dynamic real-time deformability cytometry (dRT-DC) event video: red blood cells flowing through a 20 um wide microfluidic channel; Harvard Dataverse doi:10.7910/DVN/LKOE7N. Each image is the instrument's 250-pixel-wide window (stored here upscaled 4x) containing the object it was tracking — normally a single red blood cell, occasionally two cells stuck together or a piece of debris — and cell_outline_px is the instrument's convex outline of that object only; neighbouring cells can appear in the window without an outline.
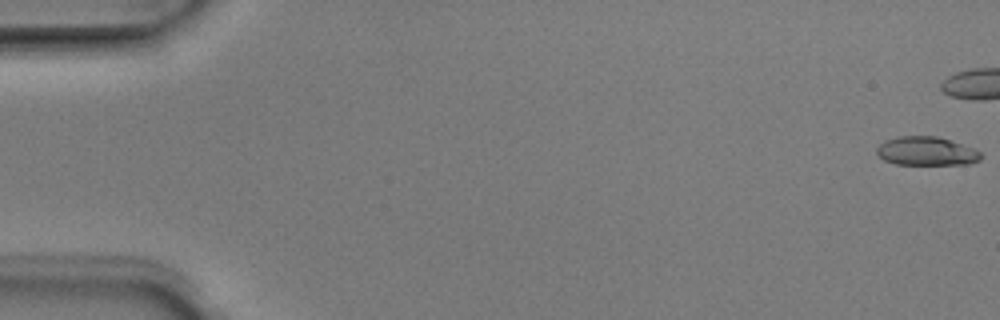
{"species": "Egyptian fruit bat (a non-hibernating species)", "species_latin": "Rousettus aegyptiacus", "temperature_condition": "room temperature", "stored_images_in_passage": 6, "camera_frame_rate_fps": 3000, "um_per_image_px": 0.085, "animal": {"sex": "male"}, "frame": {"image": 1, "passage_image": 1, "time_ms": 0.0, "image_size_px": [1000, 320], "cell_outline_px": [[984, 156], [980, 160], [972, 164], [896, 164], [884, 160], [876, 152], [876, 148], [884, 140], [900, 136], [936, 136], [972, 148], [980, 152]], "centroid_in_image_um": [78.74, 12.85], "position_along_channel_um": 6.3, "area_um2": 17.34}}
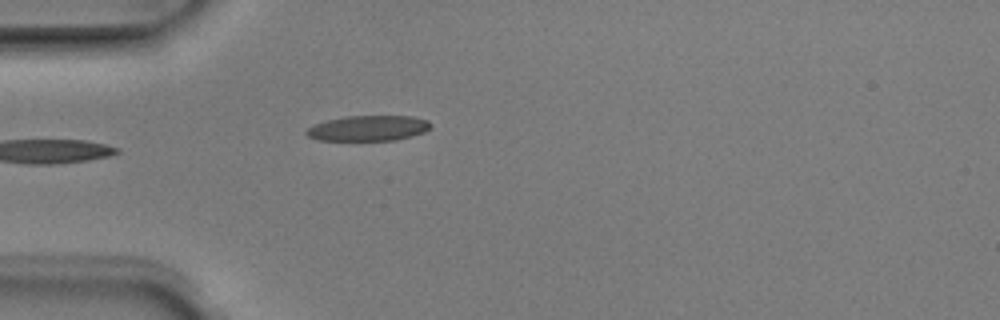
{"frame": {"image": 2, "passage_image": 6, "time_ms": 1.667, "image_size_px": [1000, 320], "cell_outline_px": [[432, 124], [424, 132], [412, 136], [396, 140], [316, 140], [308, 136], [304, 132], [308, 128], [316, 124], [328, 120], [344, 116], [412, 116], [428, 120]], "centroid_in_image_um": [31.31, 10.9], "position_along_channel_um": 53.7, "area_um2": 18.32}}